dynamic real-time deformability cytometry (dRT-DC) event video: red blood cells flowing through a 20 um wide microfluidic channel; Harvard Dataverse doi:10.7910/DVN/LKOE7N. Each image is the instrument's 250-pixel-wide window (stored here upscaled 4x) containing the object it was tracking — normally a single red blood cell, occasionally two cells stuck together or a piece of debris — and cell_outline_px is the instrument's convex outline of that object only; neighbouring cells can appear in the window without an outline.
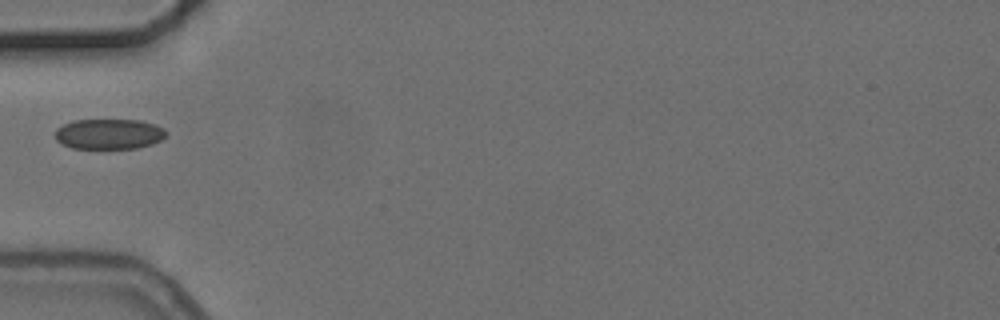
{"species": "common noctule bat (a hibernating species)", "species_latin": "Nyctalus noctula", "temperature_condition": "cold", "stored_images_in_passage": 3, "camera_frame_rate_fps": 3000, "um_per_image_px": 0.085, "animal": {"sex": "female", "body_mass_g": 24.6, "forearm_length_mm": 56.2}, "frame": {"image": 1, "passage_image": 2, "time_ms": 2.0, "image_size_px": [1000, 320], "cell_outline_px": [[168, 132], [160, 140], [152, 144], [136, 148], [72, 148], [56, 140], [56, 128], [72, 120], [140, 120], [156, 124], [164, 128]], "centroid_in_image_um": [9.28, 11.38], "position_along_channel_um": 75.7, "area_um2": 19.59}}
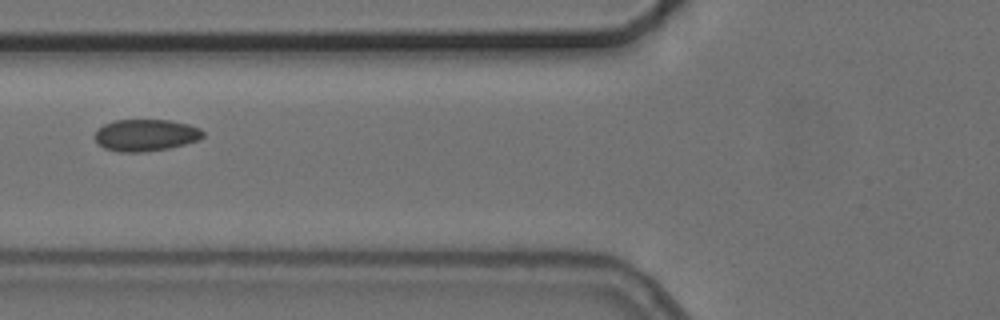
{"frame": {"image": 2, "passage_image": 3, "time_ms": 3.0, "image_size_px": [1000, 320], "cell_outline_px": [[204, 136], [196, 140], [184, 144], [168, 148], [144, 152], [120, 152], [104, 148], [96, 140], [96, 132], [104, 124], [116, 120], [172, 120], [188, 124], [200, 128], [204, 132]], "centroid_in_image_um": [12.41, 11.48], "position_along_channel_um": 113.4, "area_um2": 19.88}}